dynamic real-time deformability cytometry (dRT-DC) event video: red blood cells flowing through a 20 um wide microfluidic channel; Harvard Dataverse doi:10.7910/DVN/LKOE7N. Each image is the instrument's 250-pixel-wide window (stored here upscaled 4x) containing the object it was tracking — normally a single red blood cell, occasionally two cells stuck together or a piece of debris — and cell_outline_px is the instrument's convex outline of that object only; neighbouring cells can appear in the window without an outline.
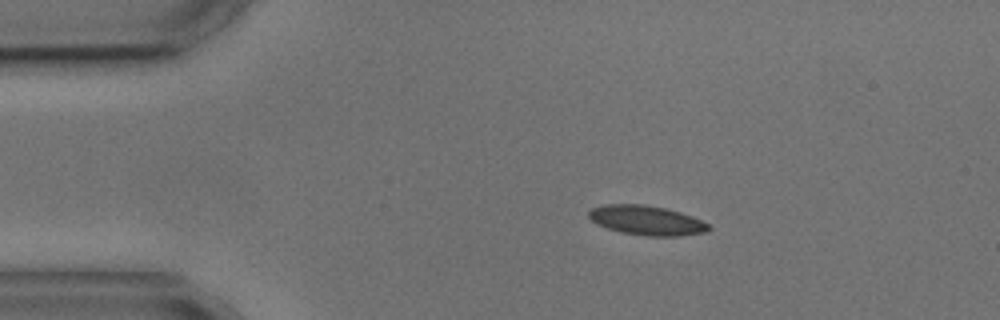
{"species": "common noctule bat (a hibernating species)", "species_latin": "Nyctalus noctula", "temperature_condition": "cold", "stored_images_in_passage": 6, "camera_frame_rate_fps": 3000, "um_per_image_px": 0.085, "animal": {"sex": "male", "body_mass_g": 17.9, "forearm_length_mm": 54.2}, "frame": {"image": 1, "passage_image": 1, "time_ms": 0.0, "image_size_px": [1000, 320], "cell_outline_px": [[712, 228], [708, 232], [680, 236], [644, 236], [624, 232], [608, 228], [596, 224], [588, 216], [588, 212], [592, 208], [604, 204], [644, 204], [668, 208], [692, 216], [708, 224]], "centroid_in_image_um": [54.99, 18.72], "position_along_channel_um": 30.0, "area_um2": 20.75}}
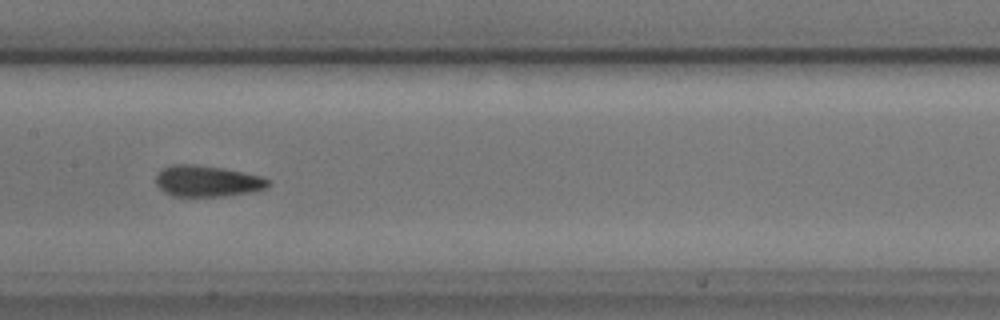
{"frame": {"image": 2, "passage_image": 5, "time_ms": 5.667, "image_size_px": [1000, 320], "cell_outline_px": [[272, 184], [268, 188], [252, 192], [220, 196], [172, 196], [164, 192], [156, 184], [156, 176], [164, 168], [172, 164], [196, 164], [224, 168], [264, 176], [272, 180]], "centroid_in_image_um": [17.69, 15.39], "position_along_channel_um": 189.7, "area_um2": 20.69}}
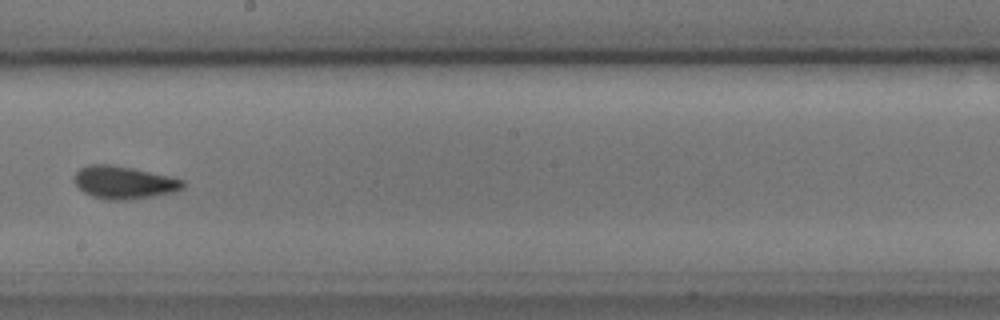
{"frame": {"image": 3, "passage_image": 6, "time_ms": 7.0, "image_size_px": [1000, 320], "cell_outline_px": [[184, 188], [172, 192], [152, 196], [128, 200], [108, 200], [92, 196], [84, 192], [76, 184], [76, 172], [80, 168], [88, 164], [108, 164], [132, 168], [168, 176], [184, 180]], "centroid_in_image_um": [10.53, 15.51], "position_along_channel_um": 237.7, "area_um2": 20.4}}